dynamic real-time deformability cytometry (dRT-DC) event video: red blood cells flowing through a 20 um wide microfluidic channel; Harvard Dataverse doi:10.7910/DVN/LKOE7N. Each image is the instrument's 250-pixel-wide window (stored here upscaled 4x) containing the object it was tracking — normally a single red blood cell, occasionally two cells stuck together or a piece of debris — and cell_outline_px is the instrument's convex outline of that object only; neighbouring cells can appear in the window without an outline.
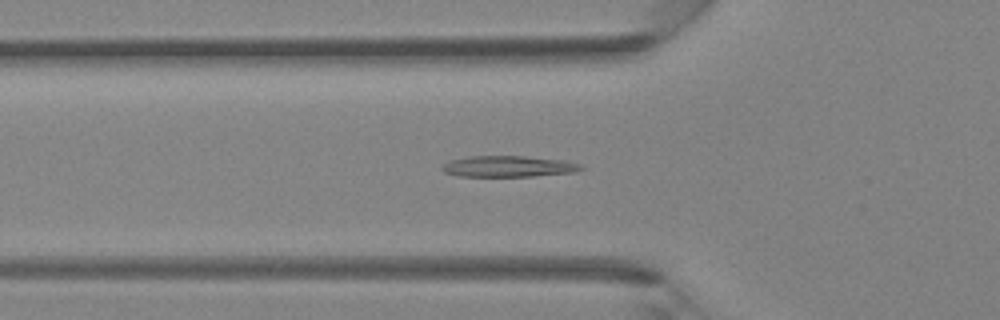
{"species": "Egyptian fruit bat (a non-hibernating species)", "species_latin": "Rousettus aegyptiacus", "temperature_condition": "room temperature", "stored_images_in_passage": 42, "camera_frame_rate_fps": 3000, "um_per_image_px": 0.085, "animal": {"sex": "female"}, "frame": {"image": 1, "passage_image": 13, "time_ms": 4.0, "image_size_px": [1000, 320], "cell_outline_px": [[584, 168], [576, 172], [532, 176], [456, 176], [444, 172], [440, 168], [448, 160], [468, 156], [524, 156], [564, 160], [580, 164]], "centroid_in_image_um": [43.18, 14.14], "position_along_channel_um": 82.6, "area_um2": 17.17}}
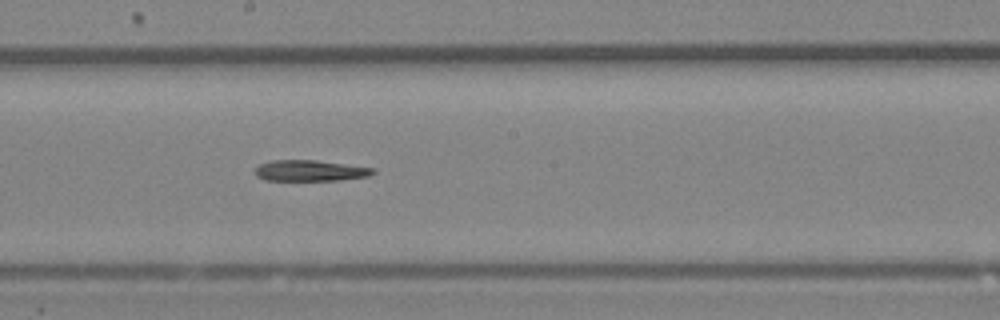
{"frame": {"image": 2, "passage_image": 22, "time_ms": 7.0, "image_size_px": [1000, 320], "cell_outline_px": [[376, 172], [368, 176], [340, 180], [264, 180], [256, 176], [256, 168], [260, 164], [272, 160], [316, 160], [376, 168]], "centroid_in_image_um": [26.38, 14.5], "position_along_channel_um": 221.8, "area_um2": 14.39}}
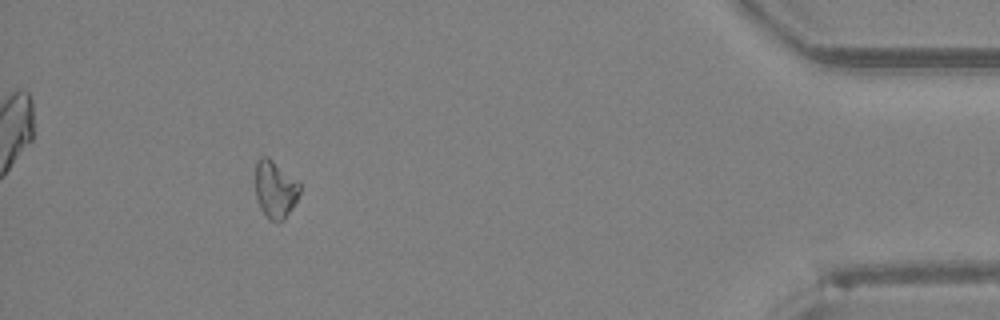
{"frame": {"image": 3, "passage_image": 38, "time_ms": 12.333, "image_size_px": [1000, 320], "cell_outline_px": [[300, 192], [292, 208], [284, 220], [268, 220], [260, 208], [256, 196], [256, 160], [260, 156], [268, 156], [296, 180], [300, 184]], "centroid_in_image_um": [23.37, 16.09], "position_along_channel_um": 411.8, "area_um2": 14.74}}